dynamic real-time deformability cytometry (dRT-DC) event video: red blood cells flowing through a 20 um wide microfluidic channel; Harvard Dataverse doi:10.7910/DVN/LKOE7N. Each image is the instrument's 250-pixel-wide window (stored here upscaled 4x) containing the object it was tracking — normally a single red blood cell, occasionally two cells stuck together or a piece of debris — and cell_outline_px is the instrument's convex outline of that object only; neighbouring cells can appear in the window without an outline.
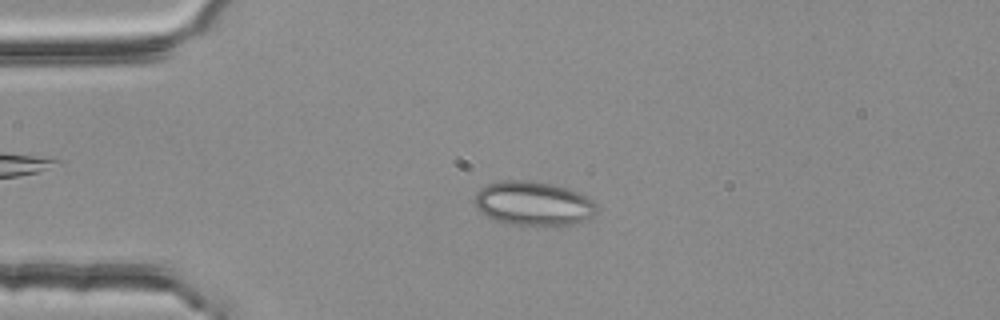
{"species": "common noctule bat (a hibernating species)", "species_latin": "Nyctalus noctula", "temperature_condition": "room temperature", "stored_images_in_passage": 4, "camera_frame_rate_fps": 3000, "um_per_image_px": 0.085, "animal": {"sex": "female", "body_mass_g": 25.1}, "frame": {"image": 1, "passage_image": 2, "time_ms": 0.333, "image_size_px": [1000, 320], "cell_outline_px": [[596, 212], [592, 216], [584, 220], [572, 224], [512, 224], [496, 220], [480, 212], [476, 208], [476, 192], [480, 188], [488, 184], [500, 180], [532, 180], [552, 184], [580, 192], [592, 200], [596, 204]], "centroid_in_image_um": [45.33, 17.26], "position_along_channel_um": 39.7, "area_um2": 31.04}}
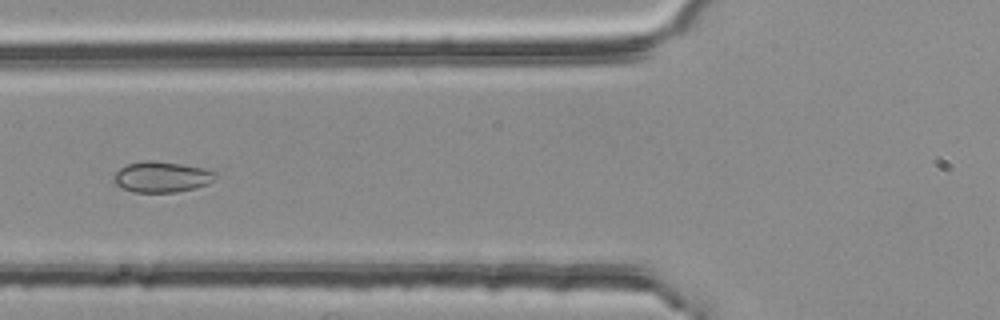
{"frame": {"image": 2, "passage_image": 4, "time_ms": 1.0, "image_size_px": [1000, 320], "cell_outline_px": [[220, 176], [208, 184], [196, 188], [176, 192], [136, 192], [124, 188], [116, 184], [112, 180], [112, 176], [120, 168], [128, 164], [144, 160], [152, 160], [180, 164], [204, 168], [216, 172]], "centroid_in_image_um": [13.78, 15.03], "position_along_channel_um": 112.0, "area_um2": 18.32}}